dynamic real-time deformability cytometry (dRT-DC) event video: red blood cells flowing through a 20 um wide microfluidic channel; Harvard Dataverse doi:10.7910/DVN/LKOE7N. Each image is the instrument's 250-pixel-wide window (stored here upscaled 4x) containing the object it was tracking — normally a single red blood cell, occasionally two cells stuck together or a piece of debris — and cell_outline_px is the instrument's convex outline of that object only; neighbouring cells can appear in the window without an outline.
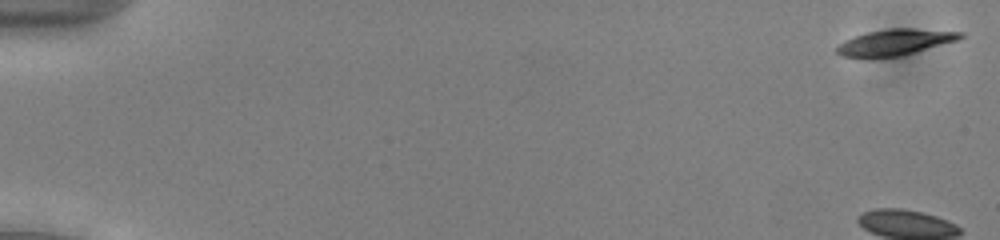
{"species": "common noctule bat (a hibernating species)", "species_latin": "Nyctalus noctula", "temperature_condition": "cold", "stored_images_in_passage": 53, "camera_frame_rate_fps": 3000, "um_per_image_px": 0.085, "animal": {"sex": "male", "body_mass_g": 13.0, "forearm_length_mm": 53.1}, "frame": {"image": 1, "passage_image": 1, "time_ms": 0.0, "image_size_px": [1000, 240], "cell_outline_px": [[964, 36], [960, 40], [904, 56], [840, 56], [836, 52], [836, 48], [844, 40], [868, 32], [888, 28], [912, 28], [964, 32]], "centroid_in_image_um": [76.18, 3.57], "position_along_channel_um": 8.8, "area_um2": 18.73}}